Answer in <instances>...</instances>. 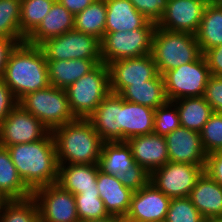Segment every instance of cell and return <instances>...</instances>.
Here are the masks:
<instances>
[{"label": "cell", "instance_id": "1", "mask_svg": "<svg viewBox=\"0 0 222 222\" xmlns=\"http://www.w3.org/2000/svg\"><path fill=\"white\" fill-rule=\"evenodd\" d=\"M6 148L19 176L32 192L57 183L59 164L51 131L39 141L14 144Z\"/></svg>", "mask_w": 222, "mask_h": 222}, {"label": "cell", "instance_id": "2", "mask_svg": "<svg viewBox=\"0 0 222 222\" xmlns=\"http://www.w3.org/2000/svg\"><path fill=\"white\" fill-rule=\"evenodd\" d=\"M2 79L18 102L29 93L47 88L48 67L41 47L18 43L8 57Z\"/></svg>", "mask_w": 222, "mask_h": 222}, {"label": "cell", "instance_id": "3", "mask_svg": "<svg viewBox=\"0 0 222 222\" xmlns=\"http://www.w3.org/2000/svg\"><path fill=\"white\" fill-rule=\"evenodd\" d=\"M51 132L58 164H98L104 141L88 119L77 118Z\"/></svg>", "mask_w": 222, "mask_h": 222}, {"label": "cell", "instance_id": "4", "mask_svg": "<svg viewBox=\"0 0 222 222\" xmlns=\"http://www.w3.org/2000/svg\"><path fill=\"white\" fill-rule=\"evenodd\" d=\"M151 55L158 73L163 75L185 63L194 62L202 53L195 35L156 26L152 36Z\"/></svg>", "mask_w": 222, "mask_h": 222}, {"label": "cell", "instance_id": "5", "mask_svg": "<svg viewBox=\"0 0 222 222\" xmlns=\"http://www.w3.org/2000/svg\"><path fill=\"white\" fill-rule=\"evenodd\" d=\"M65 91L74 116L87 119L110 93L108 65L98 64L88 74L69 85Z\"/></svg>", "mask_w": 222, "mask_h": 222}, {"label": "cell", "instance_id": "6", "mask_svg": "<svg viewBox=\"0 0 222 222\" xmlns=\"http://www.w3.org/2000/svg\"><path fill=\"white\" fill-rule=\"evenodd\" d=\"M18 104L50 131L77 119L71 111L65 89L51 85L25 95Z\"/></svg>", "mask_w": 222, "mask_h": 222}, {"label": "cell", "instance_id": "7", "mask_svg": "<svg viewBox=\"0 0 222 222\" xmlns=\"http://www.w3.org/2000/svg\"><path fill=\"white\" fill-rule=\"evenodd\" d=\"M168 101L182 98L202 97L211 76L207 61L202 54L197 60L185 63L163 75Z\"/></svg>", "mask_w": 222, "mask_h": 222}, {"label": "cell", "instance_id": "8", "mask_svg": "<svg viewBox=\"0 0 222 222\" xmlns=\"http://www.w3.org/2000/svg\"><path fill=\"white\" fill-rule=\"evenodd\" d=\"M155 28L105 32L101 45L102 63L141 57L151 54L152 36Z\"/></svg>", "mask_w": 222, "mask_h": 222}, {"label": "cell", "instance_id": "9", "mask_svg": "<svg viewBox=\"0 0 222 222\" xmlns=\"http://www.w3.org/2000/svg\"><path fill=\"white\" fill-rule=\"evenodd\" d=\"M46 60L101 59L100 40L75 29L48 39L40 45Z\"/></svg>", "mask_w": 222, "mask_h": 222}, {"label": "cell", "instance_id": "10", "mask_svg": "<svg viewBox=\"0 0 222 222\" xmlns=\"http://www.w3.org/2000/svg\"><path fill=\"white\" fill-rule=\"evenodd\" d=\"M204 169L205 165L168 161L150 174V182L170 199L189 197Z\"/></svg>", "mask_w": 222, "mask_h": 222}, {"label": "cell", "instance_id": "11", "mask_svg": "<svg viewBox=\"0 0 222 222\" xmlns=\"http://www.w3.org/2000/svg\"><path fill=\"white\" fill-rule=\"evenodd\" d=\"M40 222H79L75 196L59 184L37 188L32 192Z\"/></svg>", "mask_w": 222, "mask_h": 222}, {"label": "cell", "instance_id": "12", "mask_svg": "<svg viewBox=\"0 0 222 222\" xmlns=\"http://www.w3.org/2000/svg\"><path fill=\"white\" fill-rule=\"evenodd\" d=\"M49 132L41 121L18 104L0 124V146L39 141Z\"/></svg>", "mask_w": 222, "mask_h": 222}, {"label": "cell", "instance_id": "13", "mask_svg": "<svg viewBox=\"0 0 222 222\" xmlns=\"http://www.w3.org/2000/svg\"><path fill=\"white\" fill-rule=\"evenodd\" d=\"M110 92L119 94L126 86L154 79L159 73L151 54L108 64Z\"/></svg>", "mask_w": 222, "mask_h": 222}, {"label": "cell", "instance_id": "14", "mask_svg": "<svg viewBox=\"0 0 222 222\" xmlns=\"http://www.w3.org/2000/svg\"><path fill=\"white\" fill-rule=\"evenodd\" d=\"M170 198L152 182L133 193L128 214L123 222L165 221Z\"/></svg>", "mask_w": 222, "mask_h": 222}, {"label": "cell", "instance_id": "15", "mask_svg": "<svg viewBox=\"0 0 222 222\" xmlns=\"http://www.w3.org/2000/svg\"><path fill=\"white\" fill-rule=\"evenodd\" d=\"M207 0H168L159 28L195 35L201 23Z\"/></svg>", "mask_w": 222, "mask_h": 222}, {"label": "cell", "instance_id": "16", "mask_svg": "<svg viewBox=\"0 0 222 222\" xmlns=\"http://www.w3.org/2000/svg\"><path fill=\"white\" fill-rule=\"evenodd\" d=\"M170 162L206 165L205 152L200 133L179 126L164 136Z\"/></svg>", "mask_w": 222, "mask_h": 222}, {"label": "cell", "instance_id": "17", "mask_svg": "<svg viewBox=\"0 0 222 222\" xmlns=\"http://www.w3.org/2000/svg\"><path fill=\"white\" fill-rule=\"evenodd\" d=\"M104 142L122 141V97L109 93L87 118Z\"/></svg>", "mask_w": 222, "mask_h": 222}, {"label": "cell", "instance_id": "18", "mask_svg": "<svg viewBox=\"0 0 222 222\" xmlns=\"http://www.w3.org/2000/svg\"><path fill=\"white\" fill-rule=\"evenodd\" d=\"M126 142L135 163L150 174L169 161L165 137L162 135L151 133L129 138Z\"/></svg>", "mask_w": 222, "mask_h": 222}, {"label": "cell", "instance_id": "19", "mask_svg": "<svg viewBox=\"0 0 222 222\" xmlns=\"http://www.w3.org/2000/svg\"><path fill=\"white\" fill-rule=\"evenodd\" d=\"M105 2V32L156 28V24L138 12L130 0H105Z\"/></svg>", "mask_w": 222, "mask_h": 222}, {"label": "cell", "instance_id": "20", "mask_svg": "<svg viewBox=\"0 0 222 222\" xmlns=\"http://www.w3.org/2000/svg\"><path fill=\"white\" fill-rule=\"evenodd\" d=\"M97 190L110 215L122 219L128 214L133 191L125 187L117 175H111L98 170Z\"/></svg>", "mask_w": 222, "mask_h": 222}, {"label": "cell", "instance_id": "21", "mask_svg": "<svg viewBox=\"0 0 222 222\" xmlns=\"http://www.w3.org/2000/svg\"><path fill=\"white\" fill-rule=\"evenodd\" d=\"M189 198L206 220H222V186L205 171L197 179Z\"/></svg>", "mask_w": 222, "mask_h": 222}, {"label": "cell", "instance_id": "22", "mask_svg": "<svg viewBox=\"0 0 222 222\" xmlns=\"http://www.w3.org/2000/svg\"><path fill=\"white\" fill-rule=\"evenodd\" d=\"M74 29V15L56 0L38 27L25 39L31 45L43 42Z\"/></svg>", "mask_w": 222, "mask_h": 222}, {"label": "cell", "instance_id": "23", "mask_svg": "<svg viewBox=\"0 0 222 222\" xmlns=\"http://www.w3.org/2000/svg\"><path fill=\"white\" fill-rule=\"evenodd\" d=\"M98 170V164H59L57 184L73 195L95 191Z\"/></svg>", "mask_w": 222, "mask_h": 222}, {"label": "cell", "instance_id": "24", "mask_svg": "<svg viewBox=\"0 0 222 222\" xmlns=\"http://www.w3.org/2000/svg\"><path fill=\"white\" fill-rule=\"evenodd\" d=\"M51 86L66 89L99 63L95 59L46 60Z\"/></svg>", "mask_w": 222, "mask_h": 222}, {"label": "cell", "instance_id": "25", "mask_svg": "<svg viewBox=\"0 0 222 222\" xmlns=\"http://www.w3.org/2000/svg\"><path fill=\"white\" fill-rule=\"evenodd\" d=\"M155 110L122 98V141L154 131Z\"/></svg>", "mask_w": 222, "mask_h": 222}, {"label": "cell", "instance_id": "26", "mask_svg": "<svg viewBox=\"0 0 222 222\" xmlns=\"http://www.w3.org/2000/svg\"><path fill=\"white\" fill-rule=\"evenodd\" d=\"M119 95L126 101L148 106L154 110L168 102L161 74L143 83L126 86Z\"/></svg>", "mask_w": 222, "mask_h": 222}, {"label": "cell", "instance_id": "27", "mask_svg": "<svg viewBox=\"0 0 222 222\" xmlns=\"http://www.w3.org/2000/svg\"><path fill=\"white\" fill-rule=\"evenodd\" d=\"M0 192L9 200H24L32 197L12 162L6 147L0 146Z\"/></svg>", "mask_w": 222, "mask_h": 222}, {"label": "cell", "instance_id": "28", "mask_svg": "<svg viewBox=\"0 0 222 222\" xmlns=\"http://www.w3.org/2000/svg\"><path fill=\"white\" fill-rule=\"evenodd\" d=\"M195 37L202 54L222 44V5H206Z\"/></svg>", "mask_w": 222, "mask_h": 222}, {"label": "cell", "instance_id": "29", "mask_svg": "<svg viewBox=\"0 0 222 222\" xmlns=\"http://www.w3.org/2000/svg\"><path fill=\"white\" fill-rule=\"evenodd\" d=\"M177 107L180 124L189 130L201 132L213 110L204 97L182 98L173 101Z\"/></svg>", "mask_w": 222, "mask_h": 222}, {"label": "cell", "instance_id": "30", "mask_svg": "<svg viewBox=\"0 0 222 222\" xmlns=\"http://www.w3.org/2000/svg\"><path fill=\"white\" fill-rule=\"evenodd\" d=\"M134 164L131 149L126 141L103 143L98 162L99 170L118 176Z\"/></svg>", "mask_w": 222, "mask_h": 222}, {"label": "cell", "instance_id": "31", "mask_svg": "<svg viewBox=\"0 0 222 222\" xmlns=\"http://www.w3.org/2000/svg\"><path fill=\"white\" fill-rule=\"evenodd\" d=\"M106 2L95 0L74 16V29L95 36L100 41L105 35Z\"/></svg>", "mask_w": 222, "mask_h": 222}, {"label": "cell", "instance_id": "32", "mask_svg": "<svg viewBox=\"0 0 222 222\" xmlns=\"http://www.w3.org/2000/svg\"><path fill=\"white\" fill-rule=\"evenodd\" d=\"M56 0H21L20 31L27 38L41 23Z\"/></svg>", "mask_w": 222, "mask_h": 222}, {"label": "cell", "instance_id": "33", "mask_svg": "<svg viewBox=\"0 0 222 222\" xmlns=\"http://www.w3.org/2000/svg\"><path fill=\"white\" fill-rule=\"evenodd\" d=\"M21 0H0V37L25 42L20 31Z\"/></svg>", "mask_w": 222, "mask_h": 222}, {"label": "cell", "instance_id": "34", "mask_svg": "<svg viewBox=\"0 0 222 222\" xmlns=\"http://www.w3.org/2000/svg\"><path fill=\"white\" fill-rule=\"evenodd\" d=\"M0 222H40L36 201L32 197L9 200L0 211Z\"/></svg>", "mask_w": 222, "mask_h": 222}, {"label": "cell", "instance_id": "35", "mask_svg": "<svg viewBox=\"0 0 222 222\" xmlns=\"http://www.w3.org/2000/svg\"><path fill=\"white\" fill-rule=\"evenodd\" d=\"M74 196L79 221L102 219L110 215L100 198L98 190L84 191Z\"/></svg>", "mask_w": 222, "mask_h": 222}, {"label": "cell", "instance_id": "36", "mask_svg": "<svg viewBox=\"0 0 222 222\" xmlns=\"http://www.w3.org/2000/svg\"><path fill=\"white\" fill-rule=\"evenodd\" d=\"M189 197L170 200L165 222H205Z\"/></svg>", "mask_w": 222, "mask_h": 222}, {"label": "cell", "instance_id": "37", "mask_svg": "<svg viewBox=\"0 0 222 222\" xmlns=\"http://www.w3.org/2000/svg\"><path fill=\"white\" fill-rule=\"evenodd\" d=\"M180 124L176 105L168 101L161 107L155 109L153 133L165 136L175 131Z\"/></svg>", "mask_w": 222, "mask_h": 222}, {"label": "cell", "instance_id": "38", "mask_svg": "<svg viewBox=\"0 0 222 222\" xmlns=\"http://www.w3.org/2000/svg\"><path fill=\"white\" fill-rule=\"evenodd\" d=\"M202 145L207 154L222 147V114L213 112L200 132Z\"/></svg>", "mask_w": 222, "mask_h": 222}, {"label": "cell", "instance_id": "39", "mask_svg": "<svg viewBox=\"0 0 222 222\" xmlns=\"http://www.w3.org/2000/svg\"><path fill=\"white\" fill-rule=\"evenodd\" d=\"M121 183L133 192L139 191L150 181V173L135 163L124 173L118 175Z\"/></svg>", "mask_w": 222, "mask_h": 222}, {"label": "cell", "instance_id": "40", "mask_svg": "<svg viewBox=\"0 0 222 222\" xmlns=\"http://www.w3.org/2000/svg\"><path fill=\"white\" fill-rule=\"evenodd\" d=\"M136 10L156 25L162 19L168 0H130Z\"/></svg>", "mask_w": 222, "mask_h": 222}, {"label": "cell", "instance_id": "41", "mask_svg": "<svg viewBox=\"0 0 222 222\" xmlns=\"http://www.w3.org/2000/svg\"><path fill=\"white\" fill-rule=\"evenodd\" d=\"M204 99L213 112L222 114V77L211 75L205 87Z\"/></svg>", "mask_w": 222, "mask_h": 222}, {"label": "cell", "instance_id": "42", "mask_svg": "<svg viewBox=\"0 0 222 222\" xmlns=\"http://www.w3.org/2000/svg\"><path fill=\"white\" fill-rule=\"evenodd\" d=\"M18 105V101L3 79H0V124Z\"/></svg>", "mask_w": 222, "mask_h": 222}, {"label": "cell", "instance_id": "43", "mask_svg": "<svg viewBox=\"0 0 222 222\" xmlns=\"http://www.w3.org/2000/svg\"><path fill=\"white\" fill-rule=\"evenodd\" d=\"M204 171L222 186V155L217 152L207 154Z\"/></svg>", "mask_w": 222, "mask_h": 222}, {"label": "cell", "instance_id": "44", "mask_svg": "<svg viewBox=\"0 0 222 222\" xmlns=\"http://www.w3.org/2000/svg\"><path fill=\"white\" fill-rule=\"evenodd\" d=\"M203 55L211 75L222 77V44L207 50Z\"/></svg>", "mask_w": 222, "mask_h": 222}, {"label": "cell", "instance_id": "45", "mask_svg": "<svg viewBox=\"0 0 222 222\" xmlns=\"http://www.w3.org/2000/svg\"><path fill=\"white\" fill-rule=\"evenodd\" d=\"M17 44L14 39L0 37V79L3 78L8 57Z\"/></svg>", "mask_w": 222, "mask_h": 222}, {"label": "cell", "instance_id": "46", "mask_svg": "<svg viewBox=\"0 0 222 222\" xmlns=\"http://www.w3.org/2000/svg\"><path fill=\"white\" fill-rule=\"evenodd\" d=\"M59 3L66 7L68 11L74 16L81 11H83L86 7L91 5L95 0H58Z\"/></svg>", "mask_w": 222, "mask_h": 222}, {"label": "cell", "instance_id": "47", "mask_svg": "<svg viewBox=\"0 0 222 222\" xmlns=\"http://www.w3.org/2000/svg\"><path fill=\"white\" fill-rule=\"evenodd\" d=\"M79 222H123V219L118 216L109 215L102 219H94V220L79 221Z\"/></svg>", "mask_w": 222, "mask_h": 222}, {"label": "cell", "instance_id": "48", "mask_svg": "<svg viewBox=\"0 0 222 222\" xmlns=\"http://www.w3.org/2000/svg\"><path fill=\"white\" fill-rule=\"evenodd\" d=\"M9 201V199L0 192V211L3 209L4 205Z\"/></svg>", "mask_w": 222, "mask_h": 222}, {"label": "cell", "instance_id": "49", "mask_svg": "<svg viewBox=\"0 0 222 222\" xmlns=\"http://www.w3.org/2000/svg\"><path fill=\"white\" fill-rule=\"evenodd\" d=\"M207 3L211 5H222V0H207Z\"/></svg>", "mask_w": 222, "mask_h": 222}, {"label": "cell", "instance_id": "50", "mask_svg": "<svg viewBox=\"0 0 222 222\" xmlns=\"http://www.w3.org/2000/svg\"><path fill=\"white\" fill-rule=\"evenodd\" d=\"M205 222H222V220H206Z\"/></svg>", "mask_w": 222, "mask_h": 222}, {"label": "cell", "instance_id": "51", "mask_svg": "<svg viewBox=\"0 0 222 222\" xmlns=\"http://www.w3.org/2000/svg\"><path fill=\"white\" fill-rule=\"evenodd\" d=\"M217 153H218L219 155H222V147H221L220 149H218Z\"/></svg>", "mask_w": 222, "mask_h": 222}]
</instances>
